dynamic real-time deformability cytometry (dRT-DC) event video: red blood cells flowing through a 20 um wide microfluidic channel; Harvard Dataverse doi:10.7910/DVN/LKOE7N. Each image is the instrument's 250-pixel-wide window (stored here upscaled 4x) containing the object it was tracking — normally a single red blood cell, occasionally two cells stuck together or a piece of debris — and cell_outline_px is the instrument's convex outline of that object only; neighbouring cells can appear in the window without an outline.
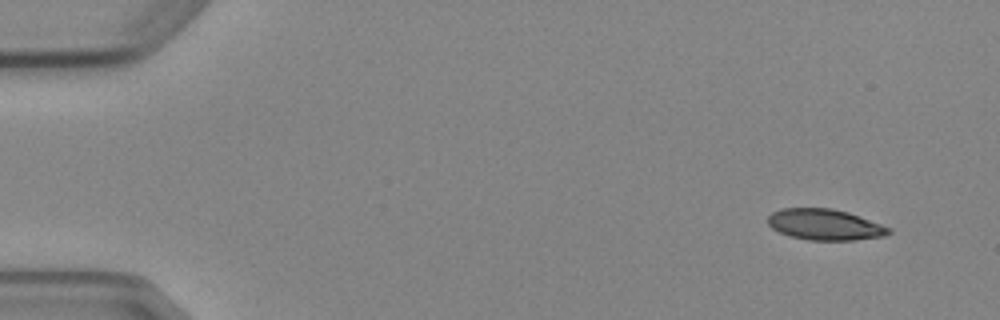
{"species": "Egyptian fruit bat (a non-hibernating species)", "species_latin": "Rousettus aegyptiacus", "temperature_condition": "cold", "stored_images_in_passage": 5, "camera_frame_rate_fps": 3000, "um_per_image_px": 0.085, "animal": {"sex": "female"}, "frame": {"image": 1, "passage_image": 1, "time_ms": 0.0, "image_size_px": [1000, 320], "cell_outline_px": [[892, 232], [884, 236], [852, 240], [808, 240], [788, 236], [772, 228], [768, 224], [768, 216], [772, 212], [780, 208], [832, 208], [848, 212], [892, 228]], "centroid_in_image_um": [70.1, 19.09], "position_along_channel_um": 14.9, "area_um2": 21.91}}
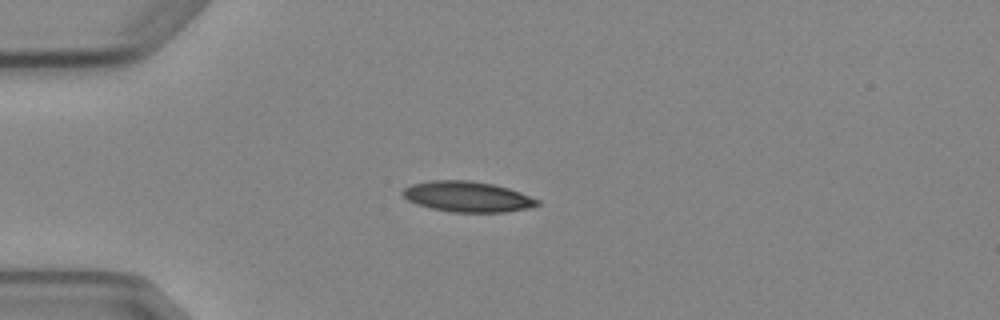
{"frame": {"image": 2, "passage_image": 4, "time_ms": 3.333, "image_size_px": [1000, 320], "cell_outline_px": [[540, 204], [528, 208], [504, 212], [452, 212], [432, 208], [416, 204], [408, 200], [400, 192], [404, 188], [412, 184], [432, 180], [468, 180], [492, 184], [508, 188], [520, 192], [540, 200]], "centroid_in_image_um": [39.72, 16.71], "position_along_channel_um": 45.3, "area_um2": 23.87}}